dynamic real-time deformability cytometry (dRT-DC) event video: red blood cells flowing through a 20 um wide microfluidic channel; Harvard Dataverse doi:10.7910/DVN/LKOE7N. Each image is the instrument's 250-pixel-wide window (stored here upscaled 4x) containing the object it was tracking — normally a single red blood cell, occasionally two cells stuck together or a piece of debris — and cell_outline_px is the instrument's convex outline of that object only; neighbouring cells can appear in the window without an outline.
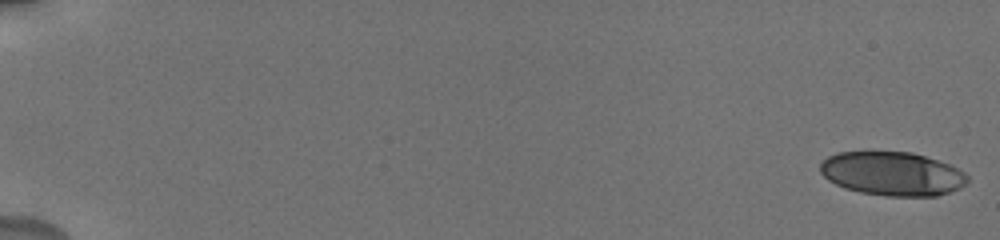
{"species": "human", "species_latin": "Homo sapiens", "temperature_condition": "cold", "stored_images_in_passage": 7, "camera_frame_rate_fps": 3000, "um_per_image_px": 0.085, "donor": {"sex": "male"}, "frame": {"image": 1, "passage_image": 1, "time_ms": 0.0, "image_size_px": [1000, 240], "cell_outline_px": [[968, 184], [960, 188], [936, 196], [888, 196], [860, 192], [844, 188], [828, 180], [820, 172], [820, 164], [828, 156], [836, 152], [864, 148], [912, 152], [952, 164], [964, 172], [968, 176]], "centroid_in_image_um": [75.82, 14.71], "position_along_channel_um": 9.2, "area_um2": 38.9}}
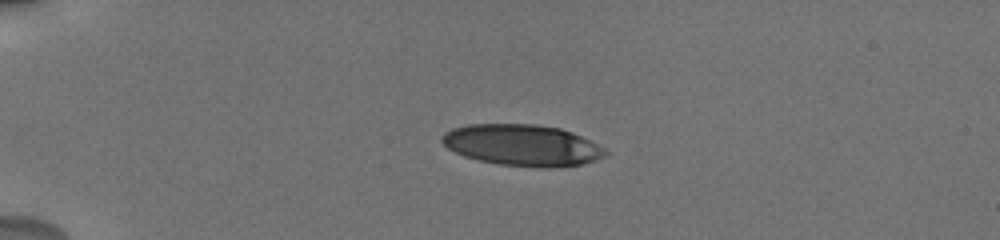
{"frame": {"image": 2, "passage_image": 5, "time_ms": 4.667, "image_size_px": [1000, 240], "cell_outline_px": [[608, 156], [596, 160], [580, 164], [552, 168], [544, 168], [500, 164], [480, 160], [464, 156], [448, 148], [440, 140], [440, 136], [444, 132], [452, 128], [468, 124], [536, 124], [560, 128], [572, 132], [608, 148]], "centroid_in_image_um": [44.43, 12.33], "position_along_channel_um": 40.6, "area_um2": 39.65}}
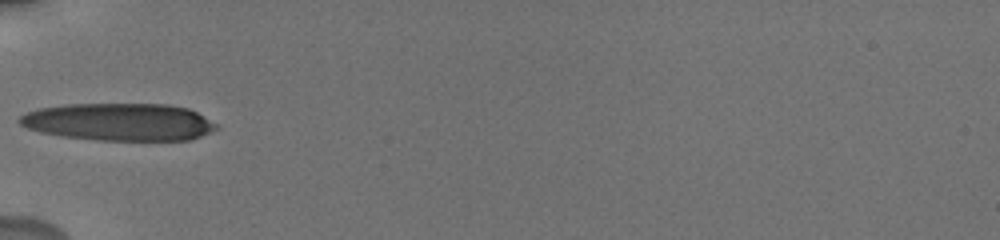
{"frame": {"image": 3, "passage_image": 7, "time_ms": 7.0, "image_size_px": [1000, 240], "cell_outline_px": [[220, 124], [212, 132], [188, 140], [96, 140], [64, 136], [40, 132], [28, 128], [20, 124], [16, 120], [20, 116], [36, 108], [64, 104], [168, 104], [188, 108]], "centroid_in_image_um": [10.13, 10.36], "position_along_channel_um": 74.9, "area_um2": 43.18}}